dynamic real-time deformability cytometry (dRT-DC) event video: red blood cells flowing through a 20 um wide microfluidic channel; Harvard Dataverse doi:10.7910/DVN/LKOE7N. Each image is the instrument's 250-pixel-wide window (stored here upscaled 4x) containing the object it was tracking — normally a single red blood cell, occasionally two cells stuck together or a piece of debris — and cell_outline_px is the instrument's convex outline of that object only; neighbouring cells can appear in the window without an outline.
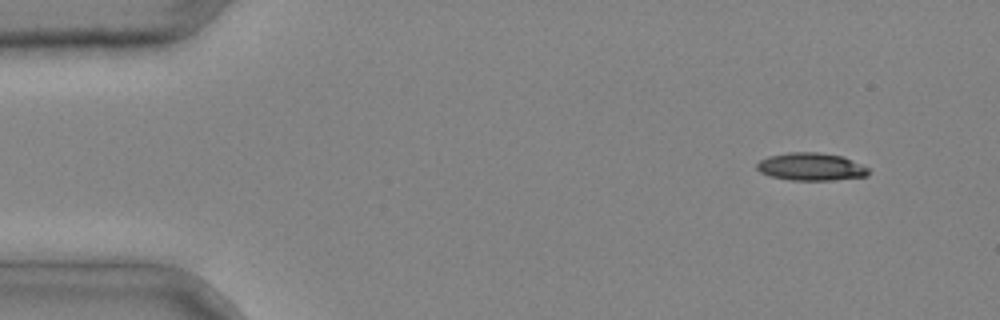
{"species": "common noctule bat (a hibernating species)", "species_latin": "Nyctalus noctula", "temperature_condition": "cold", "stored_images_in_passage": 2, "camera_frame_rate_fps": 3000, "um_per_image_px": 0.085, "animal": {"sex": "male", "body_mass_g": 20.4}, "frame": {"image": 1, "passage_image": 1, "time_ms": 0.0, "image_size_px": [1000, 320], "cell_outline_px": [[868, 176], [832, 180], [792, 180], [772, 176], [760, 172], [756, 168], [756, 164], [760, 160], [768, 156], [788, 152], [816, 152], [844, 156], [868, 168]], "centroid_in_image_um": [68.93, 14.16], "position_along_channel_um": 16.1, "area_um2": 17.98}}